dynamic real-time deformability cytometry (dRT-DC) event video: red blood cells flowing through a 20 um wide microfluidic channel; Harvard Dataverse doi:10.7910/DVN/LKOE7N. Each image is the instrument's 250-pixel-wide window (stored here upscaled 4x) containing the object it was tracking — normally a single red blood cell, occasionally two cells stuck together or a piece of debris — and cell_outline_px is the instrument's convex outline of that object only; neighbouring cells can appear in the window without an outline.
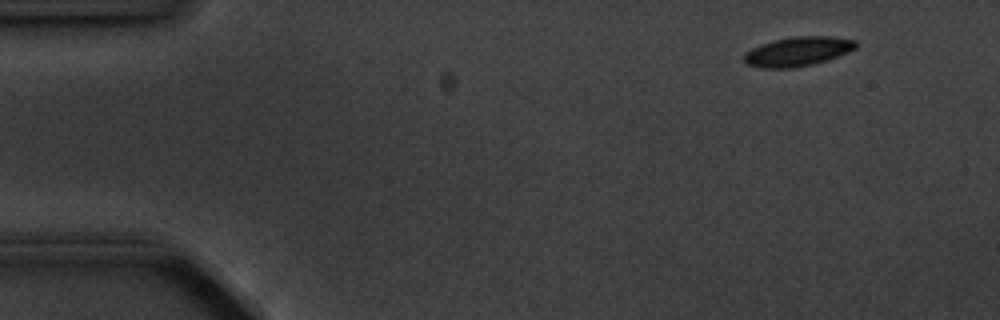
{"species": "common noctule bat (a hibernating species)", "species_latin": "Nyctalus noctula", "temperature_condition": "cold", "stored_images_in_passage": 6, "camera_frame_rate_fps": 3000, "um_per_image_px": 0.085, "animal": {"sex": "male", "body_mass_g": 20.1, "forearm_length_mm": 53.5}, "frame": {"image": 1, "passage_image": 6, "time_ms": 6.0, "image_size_px": [1000, 320], "cell_outline_px": [[856, 48], [848, 52], [812, 64], [792, 68], [760, 68], [748, 64], [744, 60], [744, 52], [760, 44], [792, 36], [832, 36], [856, 40]], "centroid_in_image_um": [67.79, 4.36], "position_along_channel_um": 17.2, "area_um2": 18.96}}